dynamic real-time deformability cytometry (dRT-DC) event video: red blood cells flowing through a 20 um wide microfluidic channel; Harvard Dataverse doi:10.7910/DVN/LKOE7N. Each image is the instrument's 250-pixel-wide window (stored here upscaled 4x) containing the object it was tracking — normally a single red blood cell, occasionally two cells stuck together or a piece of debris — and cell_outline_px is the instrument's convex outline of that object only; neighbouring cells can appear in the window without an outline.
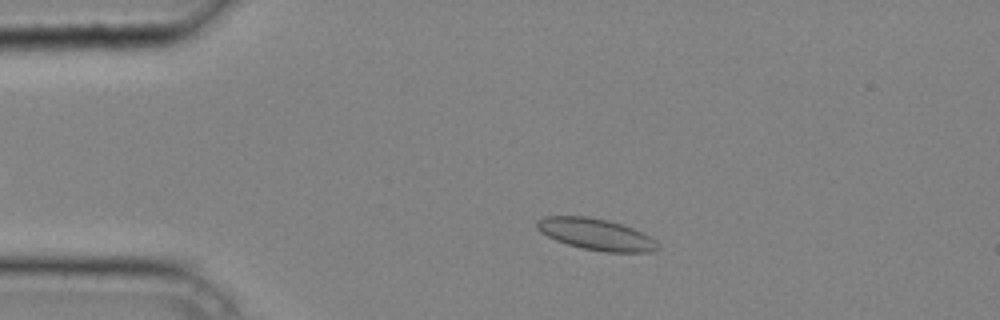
{"species": "common noctule bat (a hibernating species)", "species_latin": "Nyctalus noctula", "temperature_condition": "cold", "stored_images_in_passage": 38, "camera_frame_rate_fps": 3000, "um_per_image_px": 0.085, "animal": {"sex": "male", "body_mass_g": 20.4}, "frame": {"image": 1, "passage_image": 6, "time_ms": 1.667, "image_size_px": [1000, 320], "cell_outline_px": [[660, 248], [648, 252], [604, 252], [584, 248], [568, 244], [556, 240], [540, 232], [536, 228], [536, 220], [544, 216], [588, 216], [608, 220], [632, 228], [656, 240], [660, 244]], "centroid_in_image_um": [50.64, 19.91], "position_along_channel_um": 34.4, "area_um2": 22.08}}
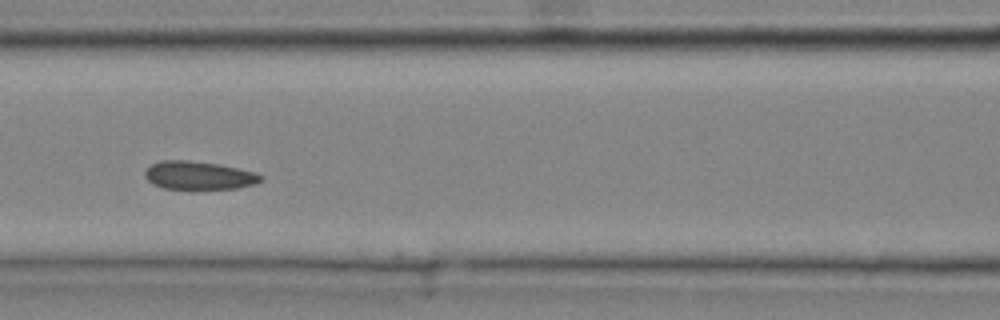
{"frame": {"image": 2, "passage_image": 16, "time_ms": 5.0, "image_size_px": [1000, 320], "cell_outline_px": [[264, 180], [256, 184], [236, 188], [192, 192], [164, 188], [152, 184], [144, 176], [144, 172], [152, 164], [160, 160], [188, 160], [220, 164], [256, 172], [264, 176]], "centroid_in_image_um": [16.93, 14.96], "position_along_channel_um": 149.7, "area_um2": 20.11}}
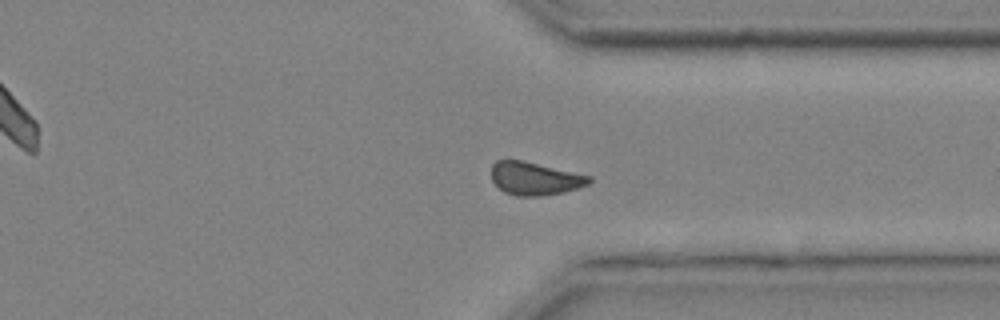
{"frame": {"image": 3, "passage_image": 30, "time_ms": 9.667, "image_size_px": [1000, 320], "cell_outline_px": [[592, 180], [588, 184], [564, 192], [540, 196], [516, 196], [504, 192], [492, 180], [492, 164], [496, 160], [524, 160], [592, 176]], "centroid_in_image_um": [45.47, 15.17], "position_along_channel_um": 365.9, "area_um2": 18.84}}